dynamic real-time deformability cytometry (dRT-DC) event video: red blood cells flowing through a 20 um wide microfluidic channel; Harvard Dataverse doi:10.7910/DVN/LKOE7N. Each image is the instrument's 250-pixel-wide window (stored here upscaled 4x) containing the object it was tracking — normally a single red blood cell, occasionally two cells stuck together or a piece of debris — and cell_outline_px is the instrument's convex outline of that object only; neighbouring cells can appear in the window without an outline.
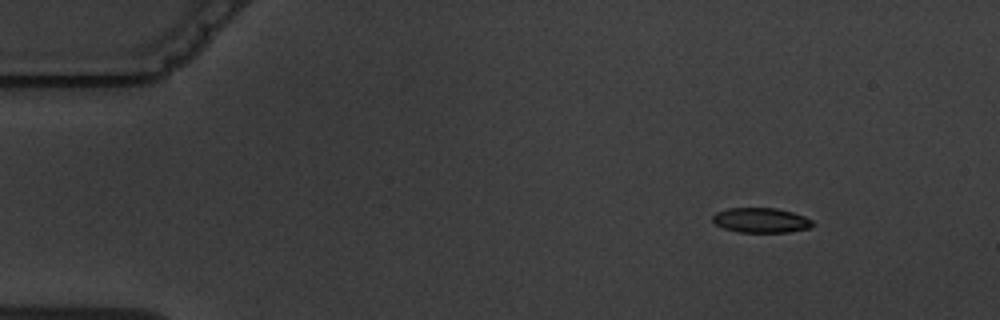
{"species": "common noctule bat (a hibernating species)", "species_latin": "Nyctalus noctula", "temperature_condition": "warm", "stored_images_in_passage": 3, "camera_frame_rate_fps": 3000, "um_per_image_px": 0.085, "animal": {"sex": "male", "body_mass_g": 19.5, "forearm_length_mm": 54.6}, "frame": {"image": 1, "passage_image": 1, "time_ms": 0.0, "image_size_px": [1000, 320], "cell_outline_px": [[816, 224], [812, 228], [788, 232], [740, 232], [724, 228], [716, 224], [712, 220], [712, 216], [716, 212], [728, 208], [776, 208], [792, 212], [804, 216], [812, 220]], "centroid_in_image_um": [64.72, 18.72], "position_along_channel_um": 20.3, "area_um2": 14.57}}
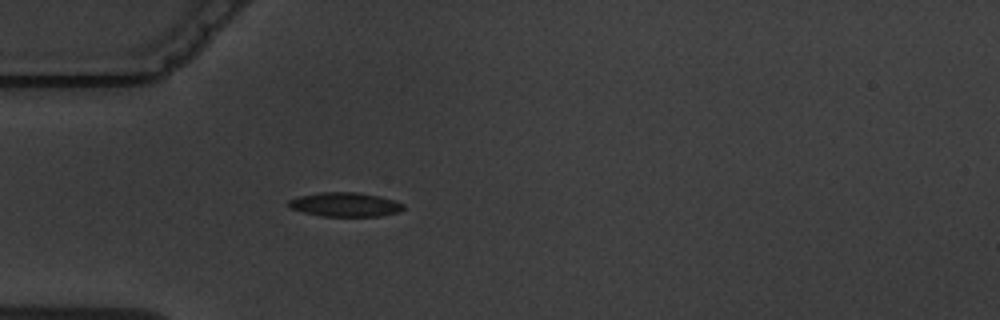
{"frame": {"image": 2, "passage_image": 3, "time_ms": 3.333, "image_size_px": [1000, 320], "cell_outline_px": [[404, 208], [400, 212], [380, 216], [324, 216], [304, 212], [288, 208], [288, 200], [300, 196], [320, 192], [356, 192], [380, 196], [404, 204]], "centroid_in_image_um": [29.33, 17.38], "position_along_channel_um": 55.7, "area_um2": 16.13}}